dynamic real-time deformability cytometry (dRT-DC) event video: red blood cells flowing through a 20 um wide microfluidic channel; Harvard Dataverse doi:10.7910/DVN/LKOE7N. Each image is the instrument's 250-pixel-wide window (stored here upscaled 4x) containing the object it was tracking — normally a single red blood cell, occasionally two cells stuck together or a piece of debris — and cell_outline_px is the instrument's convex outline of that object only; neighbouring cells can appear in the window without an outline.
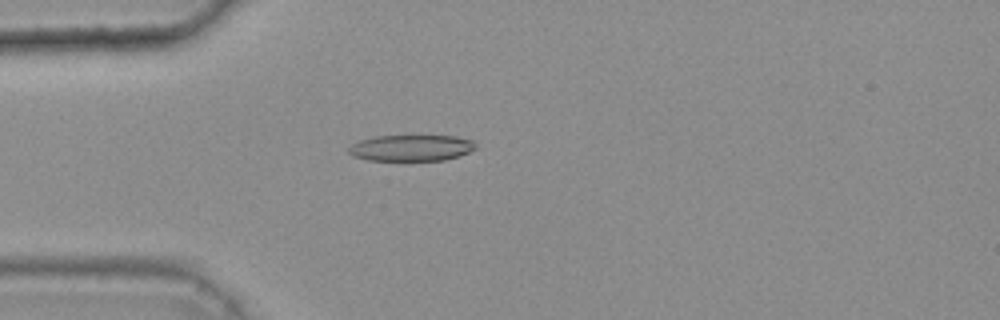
{"species": "common noctule bat (a hibernating species)", "species_latin": "Nyctalus noctula", "temperature_condition": "warm", "stored_images_in_passage": 48, "camera_frame_rate_fps": 3000, "um_per_image_px": 0.085, "animal": {"sex": "female", "body_mass_g": 25.1}, "frame": {"image": 1, "passage_image": 15, "time_ms": 4.667, "image_size_px": [1000, 320], "cell_outline_px": [[476, 148], [460, 156], [444, 160], [368, 160], [352, 156], [348, 152], [348, 148], [352, 144], [360, 140], [376, 136], [452, 136], [472, 140], [476, 144]], "centroid_in_image_um": [34.94, 12.57], "position_along_channel_um": 50.1, "area_um2": 19.31}}
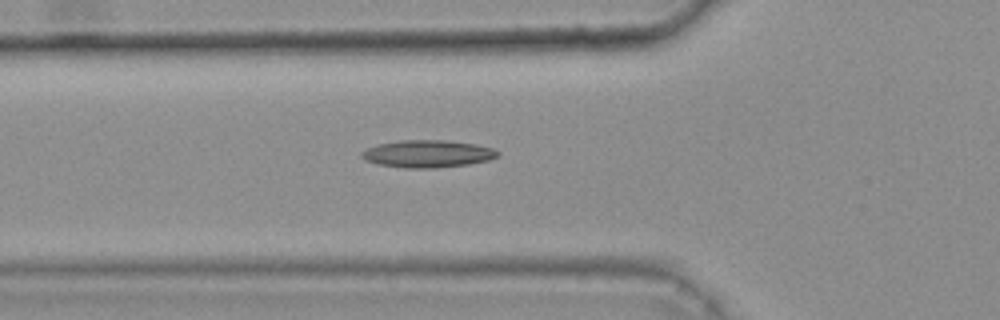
{"frame": {"image": 2, "passage_image": 19, "time_ms": 6.0, "image_size_px": [1000, 320], "cell_outline_px": [[500, 156], [488, 160], [468, 164], [436, 168], [404, 168], [380, 164], [364, 160], [360, 156], [360, 152], [368, 148], [380, 144], [400, 140], [444, 140], [476, 144], [492, 148], [500, 152]], "centroid_in_image_um": [36.36, 13.07], "position_along_channel_um": 89.4, "area_um2": 21.68}}
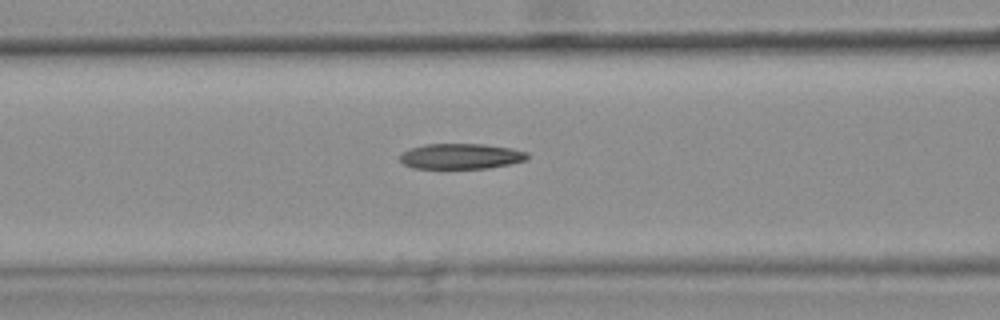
{"frame": {"image": 3, "passage_image": 22, "time_ms": 7.0, "image_size_px": [1000, 320], "cell_outline_px": [[528, 160], [488, 168], [416, 168], [404, 164], [400, 160], [400, 156], [404, 152], [412, 148], [424, 144], [484, 144], [512, 148], [528, 152]], "centroid_in_image_um": [39.23, 13.27], "position_along_channel_um": 127.4, "area_um2": 18.79}, "authors_computed_cell_mechanics": {"area_um2": 19.5653, "velocity_mm_per_s": 3.7521, "shape_relaxation_time_tau1_ms": null, "shape_relaxation_time_tau2_ms": 7.1477, "deformation_change_tau1": null, "deformation_change_tau2": 0.2075}}